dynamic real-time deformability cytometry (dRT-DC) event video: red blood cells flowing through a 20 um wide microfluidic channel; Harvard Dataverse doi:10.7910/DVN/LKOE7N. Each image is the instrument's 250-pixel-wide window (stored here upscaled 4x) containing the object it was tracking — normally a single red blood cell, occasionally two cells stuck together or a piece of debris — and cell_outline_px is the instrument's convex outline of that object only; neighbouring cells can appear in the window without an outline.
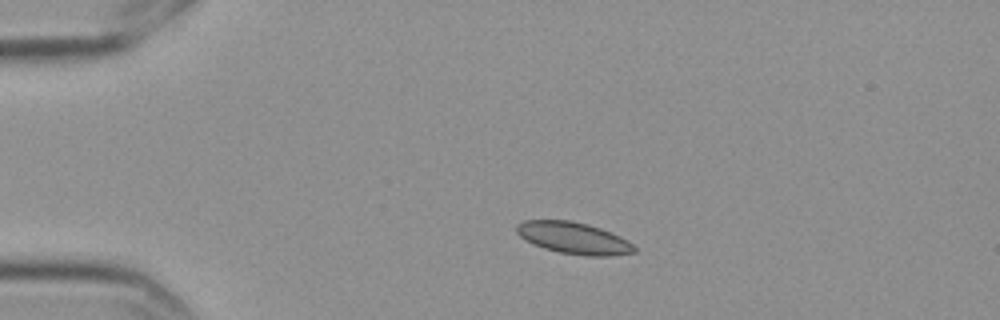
{"species": "Egyptian fruit bat (a non-hibernating species)", "species_latin": "Rousettus aegyptiacus", "temperature_condition": "cold", "stored_images_in_passage": 4, "camera_frame_rate_fps": 3000, "um_per_image_px": 0.085, "frame": {"image": 1, "passage_image": 2, "time_ms": 0.333, "image_size_px": [1000, 320], "cell_outline_px": [[636, 252], [612, 256], [588, 256], [560, 252], [544, 248], [532, 244], [524, 240], [516, 232], [516, 224], [524, 220], [572, 220], [588, 224], [600, 228], [620, 236], [628, 240], [636, 248]], "centroid_in_image_um": [48.75, 20.23], "position_along_channel_um": 36.3, "area_um2": 21.91}}
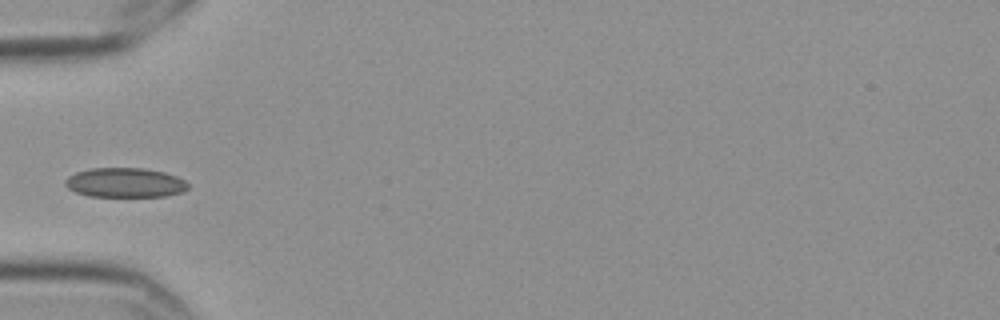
{"frame": {"image": 2, "passage_image": 4, "time_ms": 1.0, "image_size_px": [1000, 320], "cell_outline_px": [[188, 188], [180, 192], [164, 196], [88, 196], [76, 192], [68, 188], [64, 184], [64, 180], [68, 176], [76, 172], [88, 168], [144, 168], [164, 172], [176, 176], [184, 180], [188, 184]], "centroid_in_image_um": [10.59, 15.51], "position_along_channel_um": 74.4, "area_um2": 21.1}}